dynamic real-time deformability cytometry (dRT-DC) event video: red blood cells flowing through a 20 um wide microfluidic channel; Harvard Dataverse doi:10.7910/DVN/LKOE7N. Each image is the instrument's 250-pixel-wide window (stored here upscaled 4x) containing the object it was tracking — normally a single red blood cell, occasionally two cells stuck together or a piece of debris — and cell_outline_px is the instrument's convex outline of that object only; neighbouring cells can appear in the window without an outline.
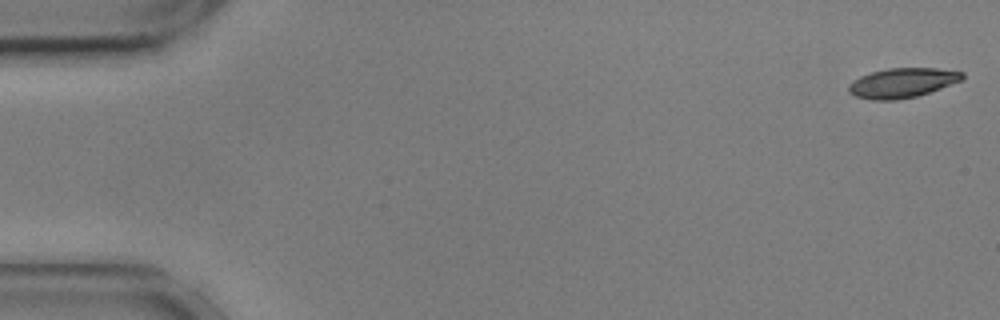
{"species": "common noctule bat (a hibernating species)", "species_latin": "Nyctalus noctula", "temperature_condition": "cold", "stored_images_in_passage": 55, "camera_frame_rate_fps": 3000, "um_per_image_px": 0.085, "animal": {"sex": "male", "body_mass_g": 17.9, "forearm_length_mm": 54.2}, "frame": {"image": 1, "passage_image": 1, "time_ms": 0.0, "image_size_px": [1000, 320], "cell_outline_px": [[964, 80], [916, 96], [896, 100], [872, 100], [856, 96], [848, 92], [848, 84], [852, 80], [860, 76], [872, 72], [888, 68], [936, 68], [964, 72]], "centroid_in_image_um": [76.68, 7.04], "position_along_channel_um": 8.3, "area_um2": 19.65}}
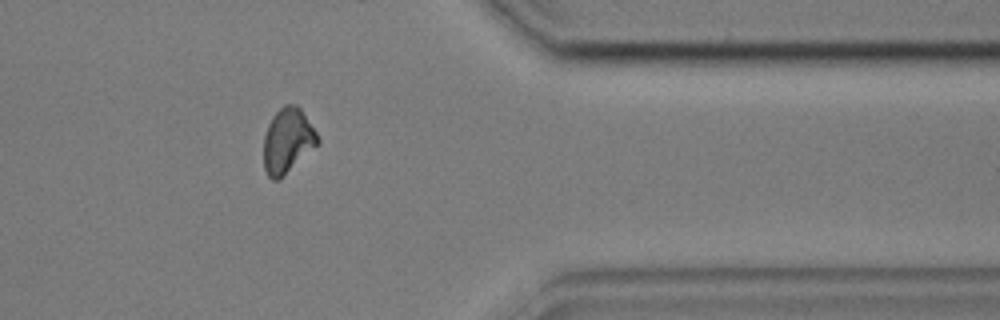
{"frame": {"image": 2, "passage_image": 45, "time_ms": 14.667, "image_size_px": [1000, 320], "cell_outline_px": [[320, 140], [316, 144], [276, 180], [272, 180], [268, 176], [264, 168], [264, 136], [268, 124], [272, 116], [284, 104], [296, 104], [300, 108], [316, 132]], "centroid_in_image_um": [24.4, 11.89], "position_along_channel_um": 387.0, "area_um2": 19.59}}
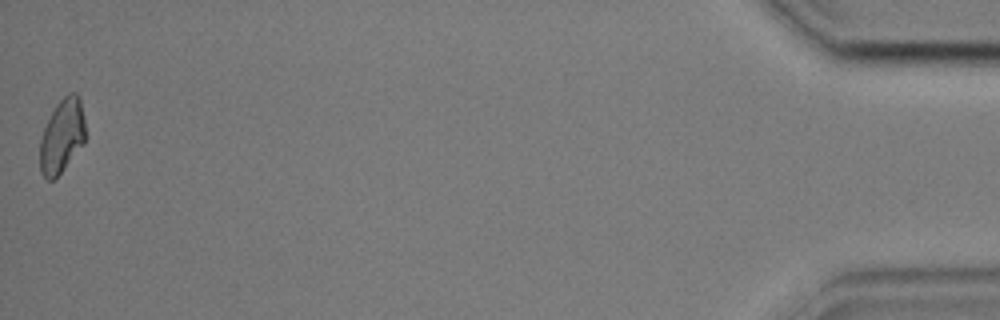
{"frame": {"image": 3, "passage_image": 55, "time_ms": 18.0, "image_size_px": [1000, 320], "cell_outline_px": [[84, 144], [60, 172], [52, 180], [48, 180], [40, 172], [40, 136], [56, 104], [68, 92], [76, 92], [80, 96], [84, 116]], "centroid_in_image_um": [5.27, 11.52], "position_along_channel_um": 429.9, "area_um2": 19.48}, "authors_computed_cell_mechanics": {"area_um2": 20.2878, "velocity_mm_per_s": 3.6046, "shape_relaxation_time_tau1_ms": 6.3993, "shape_relaxation_time_tau2_ms": null, "deformation_change_tau1": 0.1345, "deformation_change_tau2": null}}